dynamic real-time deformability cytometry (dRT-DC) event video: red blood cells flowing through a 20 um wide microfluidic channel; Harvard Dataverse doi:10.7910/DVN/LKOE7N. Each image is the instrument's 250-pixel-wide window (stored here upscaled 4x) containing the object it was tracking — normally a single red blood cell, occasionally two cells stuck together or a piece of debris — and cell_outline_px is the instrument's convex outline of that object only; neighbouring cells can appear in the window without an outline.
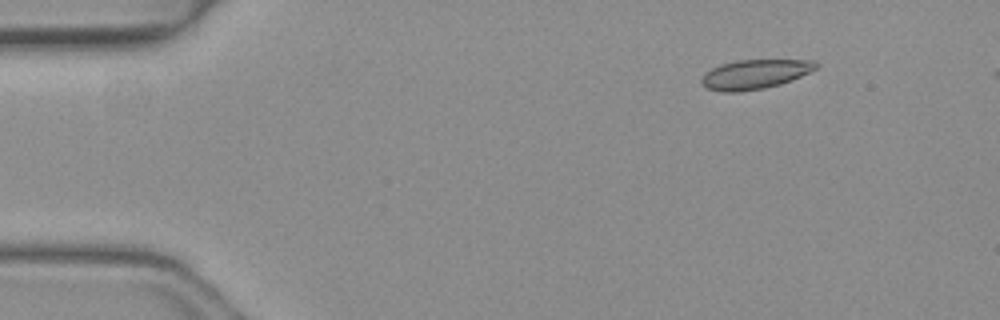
{"species": "common noctule bat (a hibernating species)", "species_latin": "Nyctalus noctula", "temperature_condition": "warm", "stored_images_in_passage": 3, "camera_frame_rate_fps": 3000, "um_per_image_px": 0.085, "animal": {"sex": "female", "body_mass_g": 19.3, "forearm_length_mm": 54.1}, "frame": {"image": 1, "passage_image": 1, "time_ms": 0.0, "image_size_px": [1000, 320], "cell_outline_px": [[820, 64], [816, 68], [800, 76], [780, 84], [764, 88], [740, 92], [720, 92], [704, 88], [700, 84], [700, 76], [704, 72], [720, 64], [736, 60], [816, 60]], "centroid_in_image_um": [64.08, 6.32], "position_along_channel_um": 20.9, "area_um2": 19.88}}